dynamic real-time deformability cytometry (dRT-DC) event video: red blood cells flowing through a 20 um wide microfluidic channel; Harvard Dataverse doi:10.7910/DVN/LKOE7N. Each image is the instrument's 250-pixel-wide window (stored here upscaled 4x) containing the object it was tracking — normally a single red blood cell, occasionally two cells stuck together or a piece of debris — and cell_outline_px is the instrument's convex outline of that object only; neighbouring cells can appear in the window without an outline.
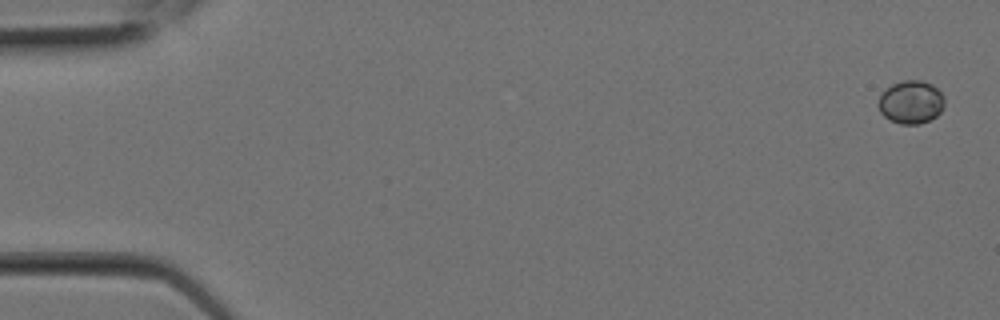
{"species": "Egyptian fruit bat (a non-hibernating species)", "species_latin": "Rousettus aegyptiacus", "temperature_condition": "room temperature", "stored_images_in_passage": 8, "camera_frame_rate_fps": 3000, "um_per_image_px": 0.085, "animal": {"sex": "female"}, "frame": {"image": 1, "passage_image": 1, "time_ms": 0.0, "image_size_px": [1000, 320], "cell_outline_px": [[944, 104], [940, 112], [936, 116], [920, 124], [900, 124], [884, 116], [880, 112], [876, 104], [880, 96], [892, 84], [904, 80], [920, 80], [932, 84], [944, 96]], "centroid_in_image_um": [77.42, 8.68], "position_along_channel_um": 7.6, "area_um2": 16.53}}
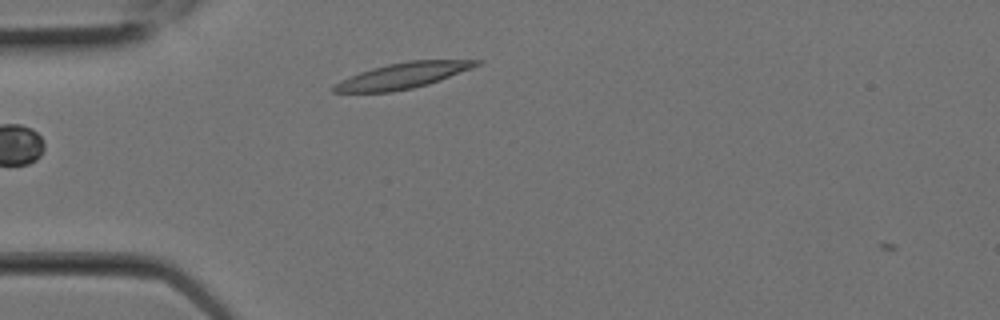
{"frame": {"image": 2, "passage_image": 8, "time_ms": 2.333, "image_size_px": [1000, 320], "cell_outline_px": [[484, 60], [480, 64], [472, 68], [440, 80], [428, 84], [412, 88], [392, 92], [332, 92], [328, 88], [340, 80], [360, 72], [372, 68], [388, 64], [408, 60]], "centroid_in_image_um": [34.2, 6.43], "position_along_channel_um": 50.8, "area_um2": 21.39}}